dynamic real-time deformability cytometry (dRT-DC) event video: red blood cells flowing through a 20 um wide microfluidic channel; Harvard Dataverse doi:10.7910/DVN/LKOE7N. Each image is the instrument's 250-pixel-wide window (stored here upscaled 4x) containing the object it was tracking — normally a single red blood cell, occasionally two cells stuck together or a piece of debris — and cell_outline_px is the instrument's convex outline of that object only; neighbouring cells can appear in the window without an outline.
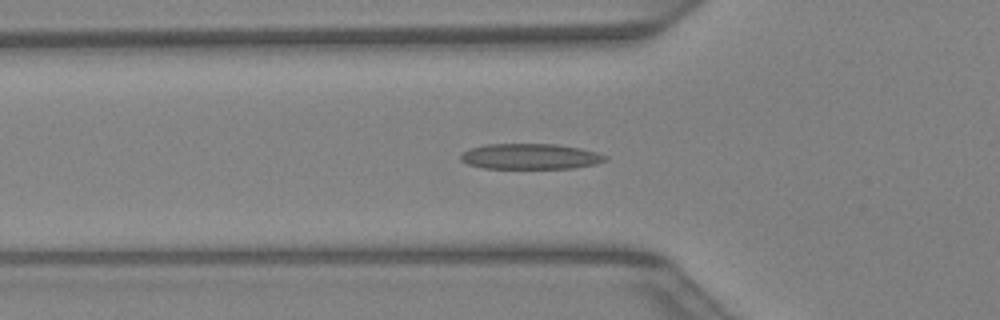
{"species": "Egyptian fruit bat (a non-hibernating species)", "species_latin": "Rousettus aegyptiacus", "temperature_condition": "warm", "stored_images_in_passage": 31, "camera_frame_rate_fps": 3000, "um_per_image_px": 0.085, "animal": {"sex": "female"}, "frame": {"image": 1, "passage_image": 3, "time_ms": 0.667, "image_size_px": [1000, 320], "cell_outline_px": [[608, 160], [596, 164], [572, 168], [484, 168], [468, 164], [460, 160], [460, 156], [464, 152], [472, 148], [488, 144], [556, 144], [580, 148], [596, 152], [608, 156]], "centroid_in_image_um": [45.11, 13.3], "position_along_channel_um": 80.7, "area_um2": 21.44}}
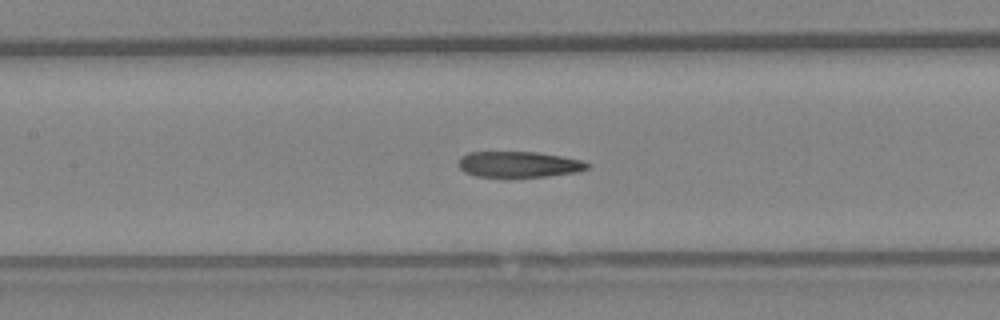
{"frame": {"image": 2, "passage_image": 8, "time_ms": 2.333, "image_size_px": [1000, 320], "cell_outline_px": [[592, 164], [588, 168], [576, 172], [548, 176], [476, 176], [464, 172], [460, 168], [460, 156], [468, 152], [536, 152], [584, 160]], "centroid_in_image_um": [44.13, 13.96], "position_along_channel_um": 163.3, "area_um2": 19.25}}
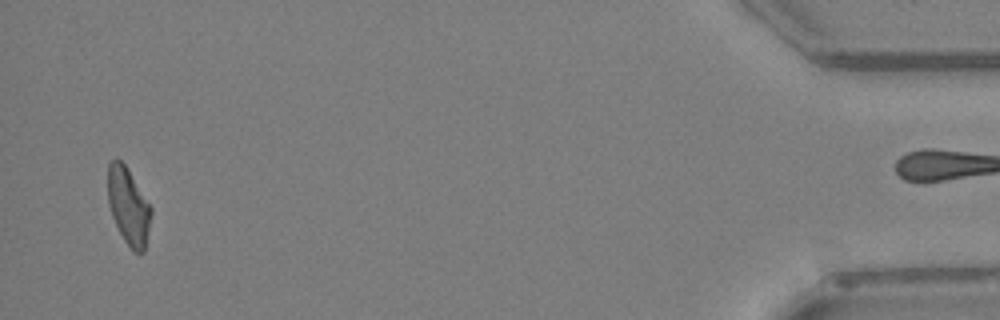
{"frame": {"image": 3, "passage_image": 29, "time_ms": 9.333, "image_size_px": [1000, 320], "cell_outline_px": [[152, 212], [144, 252], [132, 252], [124, 240], [112, 216], [108, 204], [108, 164], [116, 156], [124, 164], [152, 208]], "centroid_in_image_um": [10.91, 17.54], "position_along_channel_um": 424.3, "area_um2": 19.19}}